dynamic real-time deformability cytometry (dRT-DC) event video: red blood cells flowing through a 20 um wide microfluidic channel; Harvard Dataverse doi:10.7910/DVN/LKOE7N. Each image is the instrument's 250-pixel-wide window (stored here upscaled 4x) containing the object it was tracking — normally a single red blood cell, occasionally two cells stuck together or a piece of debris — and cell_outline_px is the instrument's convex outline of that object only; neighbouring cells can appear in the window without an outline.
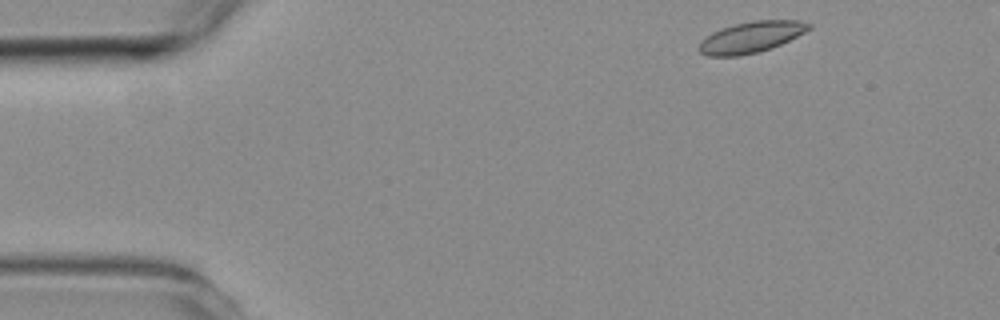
{"species": "common noctule bat (a hibernating species)", "species_latin": "Nyctalus noctula", "temperature_condition": "room temperature", "stored_images_in_passage": 5, "segment_of_instrument_passage": [2, 2], "camera_frame_rate_fps": 3000, "um_per_image_px": 0.085, "animal": {"sex": "female", "body_mass_g": 19.3, "forearm_length_mm": 54.1}, "frame": {"image": 1, "passage_image": 5, "time_ms": 5.333, "image_size_px": [1000, 320], "cell_outline_px": [[812, 28], [780, 44], [756, 52], [740, 56], [708, 56], [700, 52], [700, 40], [712, 32], [736, 24], [752, 20], [800, 20], [812, 24]], "centroid_in_image_um": [63.85, 3.14], "position_along_channel_um": 21.2, "area_um2": 19.59}}